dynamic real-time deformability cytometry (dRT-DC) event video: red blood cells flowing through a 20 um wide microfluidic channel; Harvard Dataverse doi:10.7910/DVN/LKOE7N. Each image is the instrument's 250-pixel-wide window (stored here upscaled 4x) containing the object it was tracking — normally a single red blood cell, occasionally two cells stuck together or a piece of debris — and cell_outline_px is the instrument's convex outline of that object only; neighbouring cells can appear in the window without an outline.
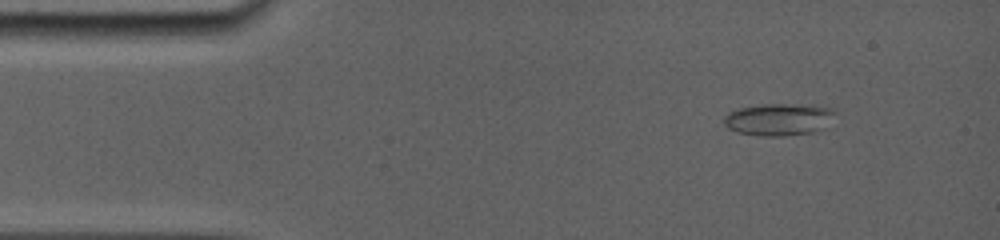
{"species": "common noctule bat (a hibernating species)", "species_latin": "Nyctalus noctula", "temperature_condition": "room temperature", "stored_images_in_passage": 23, "camera_frame_rate_fps": 5000, "um_per_image_px": 0.085, "animal": {"sex": "female", "body_mass_g": 19.0, "forearm_length_mm": 56.7}, "frame": {"image": 1, "passage_image": 1, "time_ms": 0.0, "image_size_px": [1000, 240], "cell_outline_px": [[836, 112], [820, 128], [812, 132], [784, 136], [760, 136], [736, 132], [728, 128], [724, 124], [724, 116], [728, 112], [740, 108], [760, 104], [816, 104], [836, 108]], "centroid_in_image_um": [66.17, 10.13], "position_along_channel_um": 18.8, "area_um2": 20.92}}
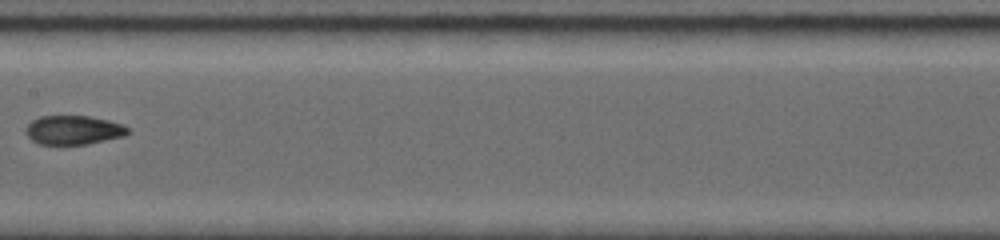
{"frame": {"image": 2, "passage_image": 13, "time_ms": 6.6, "image_size_px": [1000, 240], "cell_outline_px": [[132, 132], [124, 136], [88, 144], [40, 144], [32, 140], [24, 132], [24, 128], [32, 120], [40, 116], [88, 116], [108, 120], [124, 124], [132, 128]], "centroid_in_image_um": [6.29, 11.05], "position_along_channel_um": 201.1, "area_um2": 17.51}}
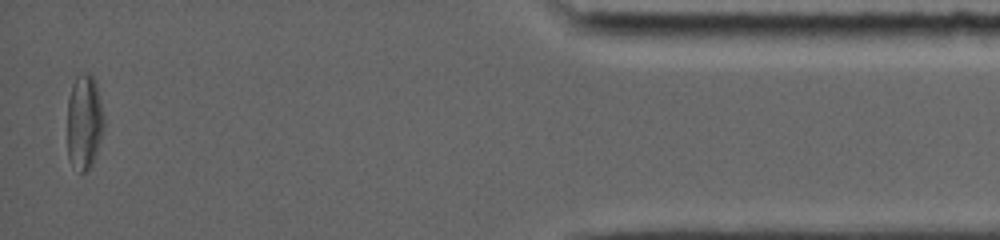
{"frame": {"image": 3, "passage_image": 23, "time_ms": 14.0, "image_size_px": [1000, 240], "cell_outline_px": [[104, 128], [92, 164], [84, 172], [80, 172], [68, 160], [68, 100], [72, 84], [76, 76], [80, 72], [92, 72], [96, 84], [104, 116]], "centroid_in_image_um": [7.16, 10.31], "position_along_channel_um": 428.0, "area_um2": 20.35}, "authors_computed_cell_mechanics": {"area_um2": 18.5538, "velocity_mm_per_s": 3.8829, "shape_relaxation_time_tau1_ms": null, "shape_relaxation_time_tau2_ms": 1.5368, "deformation_change_tau1": null, "deformation_change_tau2": 0.0504}}